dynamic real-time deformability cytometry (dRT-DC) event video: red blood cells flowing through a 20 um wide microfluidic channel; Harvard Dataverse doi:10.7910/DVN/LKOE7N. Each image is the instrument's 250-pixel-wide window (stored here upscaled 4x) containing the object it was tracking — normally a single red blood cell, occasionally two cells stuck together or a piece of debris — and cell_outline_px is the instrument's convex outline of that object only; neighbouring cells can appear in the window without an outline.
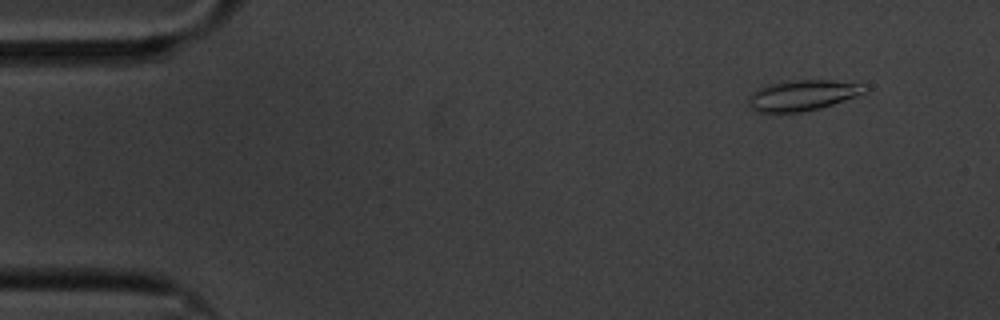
{"species": "common noctule bat (a hibernating species)", "species_latin": "Nyctalus noctula", "temperature_condition": "cold", "stored_images_in_passage": 61, "camera_frame_rate_fps": 3000, "um_per_image_px": 0.085, "animal": {"sex": "male", "body_mass_g": 20.1, "forearm_length_mm": 53.5}, "frame": {"image": 1, "passage_image": 6, "time_ms": 1.667, "image_size_px": [1000, 320], "cell_outline_px": [[868, 92], [820, 108], [800, 112], [756, 112], [748, 104], [748, 96], [756, 88], [764, 84], [788, 80], [832, 80], [864, 84], [868, 88]], "centroid_in_image_um": [68.18, 8.08], "position_along_channel_um": 16.8, "area_um2": 21.04}}
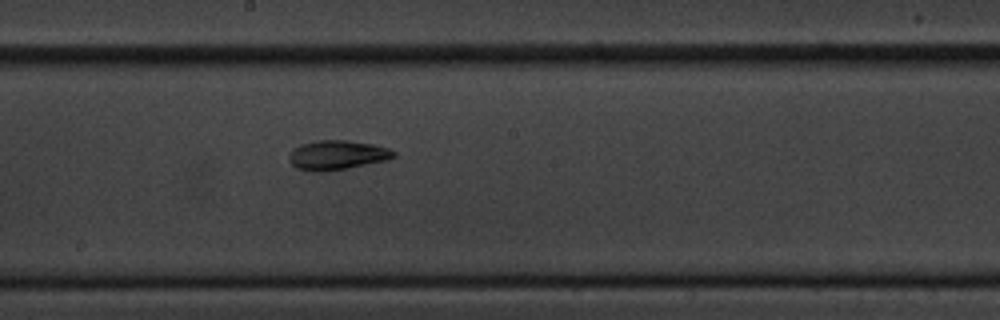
{"frame": {"image": 2, "passage_image": 33, "time_ms": 10.667, "image_size_px": [1000, 320], "cell_outline_px": [[396, 156], [388, 160], [348, 168], [320, 172], [316, 172], [296, 168], [288, 160], [288, 152], [292, 148], [300, 144], [316, 140], [348, 140], [372, 144], [388, 148], [396, 152]], "centroid_in_image_um": [28.62, 13.17], "position_along_channel_um": 219.6, "area_um2": 18.21}}
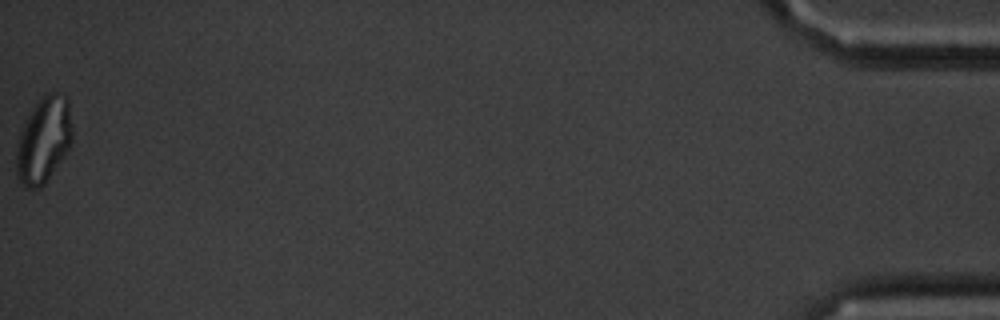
{"frame": {"image": 3, "passage_image": 61, "time_ms": 20.0, "image_size_px": [1000, 320], "cell_outline_px": [[72, 140], [68, 148], [44, 184], [40, 188], [28, 188], [20, 184], [16, 176], [16, 148], [20, 132], [32, 108], [40, 96], [48, 92], [64, 92], [68, 96], [72, 124]], "centroid_in_image_um": [3.71, 11.85], "position_along_channel_um": 431.5, "area_um2": 28.26}, "authors_computed_cell_mechanics": {"area_um2": 18.6694, "velocity_mm_per_s": 3.3119, "shape_relaxation_time_tau1_ms": 10.0012, "shape_relaxation_time_tau2_ms": 7.4905, "deformation_change_tau1": 0.2051, "deformation_change_tau2": 0.1196}}